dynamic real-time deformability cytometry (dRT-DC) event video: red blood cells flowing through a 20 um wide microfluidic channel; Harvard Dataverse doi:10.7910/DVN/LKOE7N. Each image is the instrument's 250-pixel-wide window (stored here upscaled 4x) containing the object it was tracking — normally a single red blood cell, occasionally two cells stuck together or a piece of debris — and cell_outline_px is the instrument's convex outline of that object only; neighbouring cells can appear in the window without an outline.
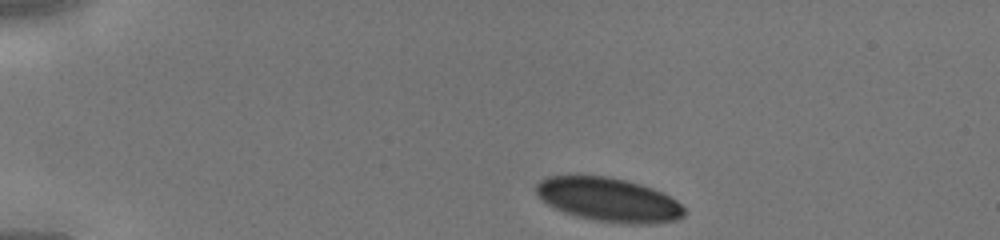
{"species": "human", "species_latin": "Homo sapiens", "temperature_condition": "cold", "stored_images_in_passage": 36, "camera_frame_rate_fps": 3000, "um_per_image_px": 0.085, "donor": {"sex": "male"}, "frame": {"image": 1, "passage_image": 1, "time_ms": 0.0, "image_size_px": [1000, 240], "cell_outline_px": [[688, 212], [684, 216], [676, 220], [652, 224], [628, 224], [596, 220], [576, 216], [564, 212], [548, 204], [536, 192], [536, 184], [540, 180], [548, 176], [608, 176], [628, 180], [652, 188], [676, 200]], "centroid_in_image_um": [51.77, 16.98], "position_along_channel_um": 33.2, "area_um2": 37.74}}
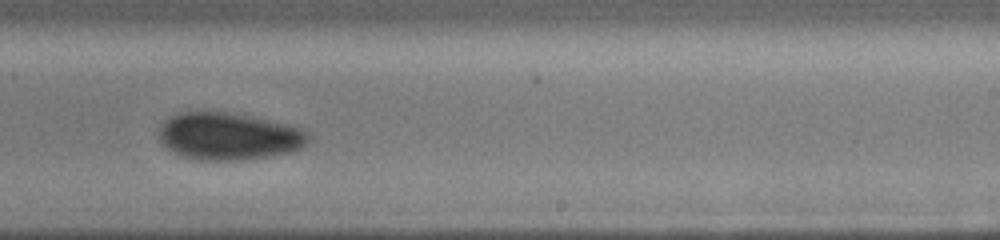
{"frame": {"image": 2, "passage_image": 21, "time_ms": 6.667, "image_size_px": [1000, 240], "cell_outline_px": [[312, 140], [300, 148], [292, 152], [248, 160], [200, 160], [180, 156], [172, 152], [160, 140], [156, 132], [164, 120], [168, 116], [180, 112], [228, 112], [252, 116], [288, 124], [304, 128], [312, 136]], "centroid_in_image_um": [19.46, 11.58], "position_along_channel_um": 269.5, "area_um2": 41.96}}
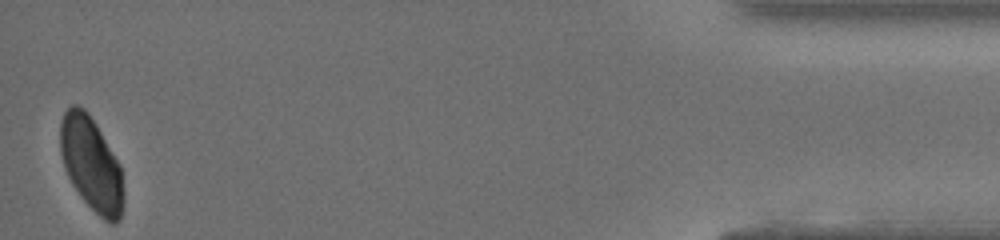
{"frame": {"image": 3, "passage_image": 36, "time_ms": 11.667, "image_size_px": [1000, 240], "cell_outline_px": [[124, 204], [120, 220], [116, 224], [112, 224], [104, 220], [84, 200], [72, 184], [64, 168], [60, 152], [60, 124], [64, 112], [72, 104], [76, 104], [84, 108], [88, 112], [96, 124], [120, 164], [124, 192]], "centroid_in_image_um": [7.77, 13.95], "position_along_channel_um": 427.4, "area_um2": 34.74}}